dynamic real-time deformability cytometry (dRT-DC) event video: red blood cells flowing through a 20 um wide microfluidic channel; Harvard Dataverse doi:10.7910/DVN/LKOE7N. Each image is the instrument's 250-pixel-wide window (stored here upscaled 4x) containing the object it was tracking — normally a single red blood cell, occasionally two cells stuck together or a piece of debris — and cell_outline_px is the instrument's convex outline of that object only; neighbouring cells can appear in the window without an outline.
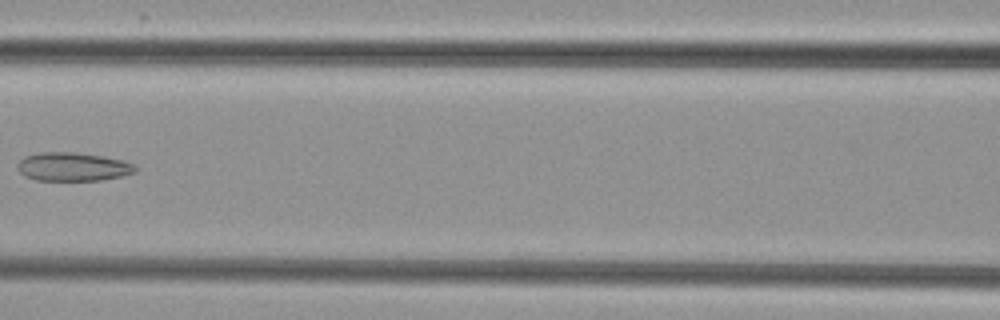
{"species": "common noctule bat (a hibernating species)", "species_latin": "Nyctalus noctula", "temperature_condition": "cold", "stored_images_in_passage": 9, "camera_frame_rate_fps": 3000, "um_per_image_px": 0.085, "animal": {"sex": "female", "body_mass_g": 29.2, "forearm_length_mm": 56.3}, "frame": {"image": 1, "passage_image": 8, "time_ms": 8.333, "image_size_px": [1000, 320], "cell_outline_px": [[136, 172], [120, 176], [100, 180], [36, 180], [24, 176], [16, 168], [16, 164], [24, 156], [40, 152], [76, 152], [104, 156], [124, 160], [136, 164]], "centroid_in_image_um": [6.18, 14.16], "position_along_channel_um": 160.4, "area_um2": 19.83}}
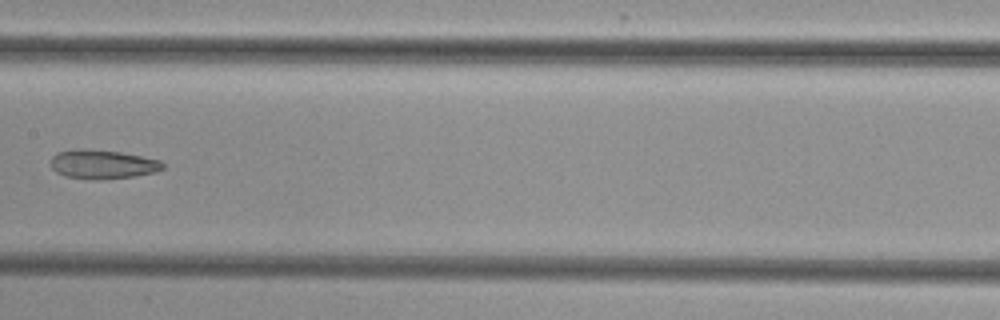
{"frame": {"image": 2, "passage_image": 9, "time_ms": 9.333, "image_size_px": [1000, 320], "cell_outline_px": [[164, 168], [156, 172], [132, 176], [104, 180], [100, 180], [64, 176], [56, 172], [52, 168], [52, 156], [56, 152], [76, 148], [84, 148], [120, 152], [160, 160], [164, 164]], "centroid_in_image_um": [8.7, 13.96], "position_along_channel_um": 198.7, "area_um2": 19.02}}